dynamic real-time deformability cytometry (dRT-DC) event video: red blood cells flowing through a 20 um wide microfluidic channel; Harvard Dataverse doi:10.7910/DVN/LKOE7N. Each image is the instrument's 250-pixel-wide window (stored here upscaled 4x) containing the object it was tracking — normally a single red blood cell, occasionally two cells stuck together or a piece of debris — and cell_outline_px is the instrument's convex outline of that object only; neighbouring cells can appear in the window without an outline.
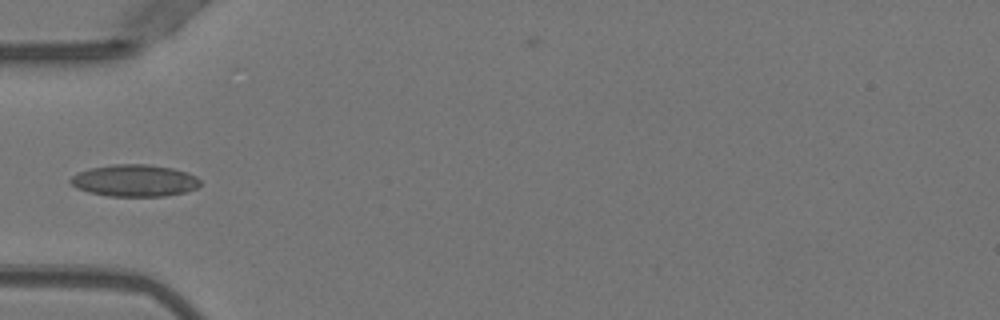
{"species": "Egyptian fruit bat (a non-hibernating species)", "species_latin": "Rousettus aegyptiacus", "temperature_condition": "warm", "stored_images_in_passage": 4, "camera_frame_rate_fps": 3000, "um_per_image_px": 0.085, "animal": {"sex": "female"}, "frame": {"image": 1, "passage_image": 4, "time_ms": 1.0, "image_size_px": [1000, 320], "cell_outline_px": [[200, 184], [196, 188], [184, 192], [164, 196], [108, 196], [88, 192], [76, 188], [68, 180], [76, 172], [88, 168], [112, 164], [148, 164], [172, 168], [188, 172], [196, 176], [200, 180]], "centroid_in_image_um": [11.4, 15.34], "position_along_channel_um": 73.6, "area_um2": 24.33}}